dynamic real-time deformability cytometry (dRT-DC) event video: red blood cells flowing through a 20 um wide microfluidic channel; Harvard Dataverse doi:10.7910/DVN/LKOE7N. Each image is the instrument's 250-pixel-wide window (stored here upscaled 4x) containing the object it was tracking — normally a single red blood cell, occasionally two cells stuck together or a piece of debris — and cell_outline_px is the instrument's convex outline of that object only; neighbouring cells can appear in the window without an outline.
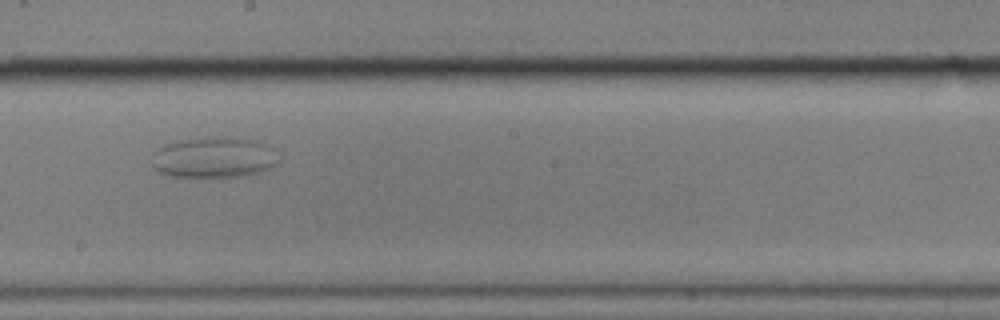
{"species": "common noctule bat (a hibernating species)", "species_latin": "Nyctalus noctula", "temperature_condition": "cold", "stored_images_in_passage": 14, "camera_frame_rate_fps": 3000, "um_per_image_px": 0.085, "animal": {"sex": "male", "body_mass_g": 17.9}, "frame": {"image": 1, "passage_image": 8, "time_ms": 9.333, "image_size_px": [1000, 320], "cell_outline_px": [[280, 160], [272, 168], [260, 172], [244, 176], [168, 176], [160, 172], [152, 164], [156, 148], [164, 144], [180, 140], [204, 136], [224, 136], [256, 140], [272, 148]], "centroid_in_image_um": [18.2, 13.36], "position_along_channel_um": 230.0, "area_um2": 30.35}}